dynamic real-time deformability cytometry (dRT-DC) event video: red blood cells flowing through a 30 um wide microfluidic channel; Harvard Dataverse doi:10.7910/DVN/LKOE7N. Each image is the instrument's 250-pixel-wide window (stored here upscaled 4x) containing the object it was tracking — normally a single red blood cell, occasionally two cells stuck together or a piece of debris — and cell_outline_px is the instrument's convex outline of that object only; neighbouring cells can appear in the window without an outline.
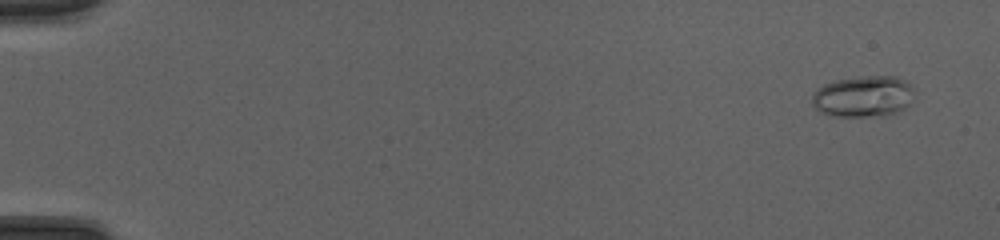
{"species": "common noctule bat (a hibernating species)", "species_latin": "Nyctalus noctula", "temperature_condition": "cold", "stored_images_in_passage": 50, "camera_frame_rate_fps": 3000, "um_per_image_px": 0.085, "animal": {"sex": "female", "body_mass_g": 20.0, "forearm_length_mm": 54.0}, "frame": {"image": 1, "passage_image": 3, "time_ms": 0.667, "image_size_px": [1000, 240], "cell_outline_px": [[912, 88], [908, 104], [904, 108], [896, 112], [884, 116], [828, 116], [820, 112], [812, 104], [812, 92], [824, 84], [836, 80], [860, 76], [896, 76], [904, 80]], "centroid_in_image_um": [73.31, 8.2], "position_along_channel_um": 11.7, "area_um2": 24.45}}
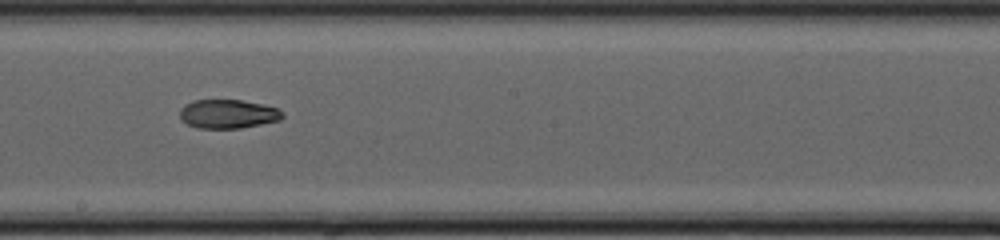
{"frame": {"image": 2, "passage_image": 30, "time_ms": 9.667, "image_size_px": [1000, 240], "cell_outline_px": [[284, 116], [280, 120], [240, 128], [200, 128], [188, 124], [180, 116], [180, 108], [184, 104], [192, 100], [240, 100], [264, 104], [276, 108]], "centroid_in_image_um": [19.36, 9.67], "position_along_channel_um": 228.8, "area_um2": 17.11}}
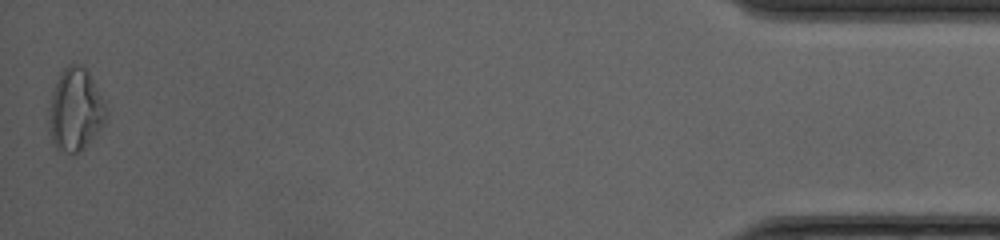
{"frame": {"image": 3, "passage_image": 50, "time_ms": 16.333, "image_size_px": [1000, 240], "cell_outline_px": [[104, 120], [80, 152], [68, 152], [56, 148], [52, 144], [48, 108], [60, 72], [68, 64], [80, 64], [88, 68], [104, 104]], "centroid_in_image_um": [6.36, 9.27], "position_along_channel_um": 428.8, "area_um2": 26.59}, "authors_computed_cell_mechanics": {"area_um2": 18.8717, "velocity_mm_per_s": 4.2338, "shape_relaxation_time_tau1_ms": null, "shape_relaxation_time_tau2_ms": 2.0382, "deformation_change_tau1": null, "deformation_change_tau2": 0.0765}}